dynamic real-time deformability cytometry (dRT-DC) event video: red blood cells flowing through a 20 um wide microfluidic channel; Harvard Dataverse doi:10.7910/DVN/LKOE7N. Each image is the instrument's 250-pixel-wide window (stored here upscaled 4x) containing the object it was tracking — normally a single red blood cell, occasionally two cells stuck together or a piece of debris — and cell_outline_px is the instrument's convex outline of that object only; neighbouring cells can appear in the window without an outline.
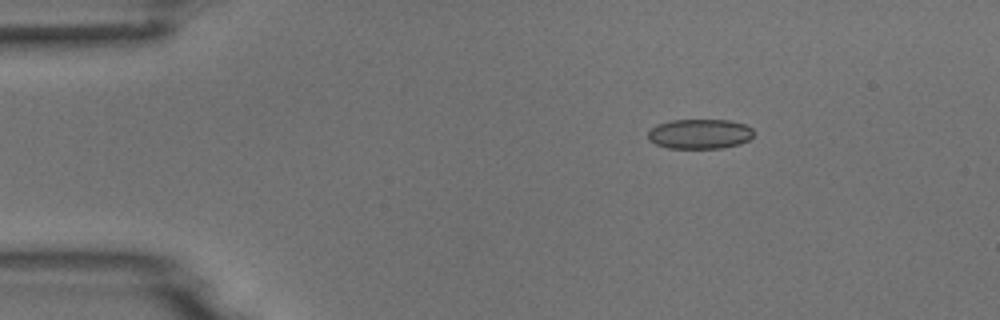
{"species": "common noctule bat (a hibernating species)", "species_latin": "Nyctalus noctula", "temperature_condition": "room temperature", "stored_images_in_passage": 5, "camera_frame_rate_fps": 3000, "um_per_image_px": 0.085, "animal": {"sex": "male", "body_mass_g": 18.8}, "frame": {"image": 1, "passage_image": 3, "time_ms": 2.333, "image_size_px": [1000, 320], "cell_outline_px": [[752, 136], [748, 140], [740, 144], [720, 148], [668, 148], [656, 144], [648, 140], [648, 132], [656, 124], [672, 120], [728, 120], [744, 124], [752, 128]], "centroid_in_image_um": [59.45, 11.38], "position_along_channel_um": 25.5, "area_um2": 18.32}}
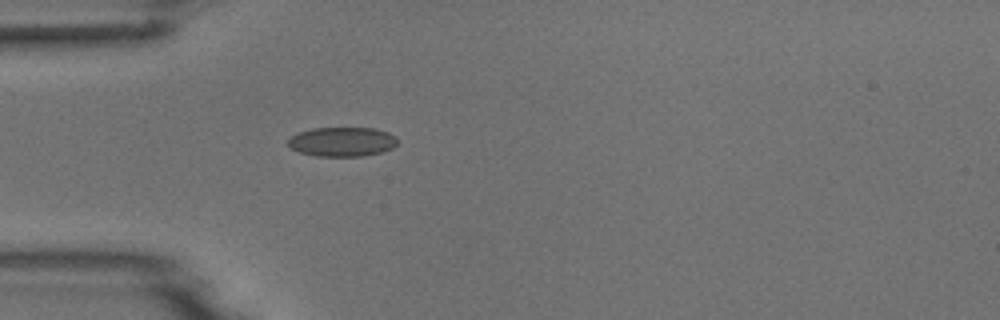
{"frame": {"image": 2, "passage_image": 5, "time_ms": 4.667, "image_size_px": [1000, 320], "cell_outline_px": [[396, 144], [392, 148], [380, 152], [364, 156], [316, 156], [300, 152], [292, 148], [288, 144], [288, 140], [292, 136], [300, 132], [312, 128], [376, 128], [388, 132], [396, 136]], "centroid_in_image_um": [29.1, 12.04], "position_along_channel_um": 55.9, "area_um2": 18.61}}